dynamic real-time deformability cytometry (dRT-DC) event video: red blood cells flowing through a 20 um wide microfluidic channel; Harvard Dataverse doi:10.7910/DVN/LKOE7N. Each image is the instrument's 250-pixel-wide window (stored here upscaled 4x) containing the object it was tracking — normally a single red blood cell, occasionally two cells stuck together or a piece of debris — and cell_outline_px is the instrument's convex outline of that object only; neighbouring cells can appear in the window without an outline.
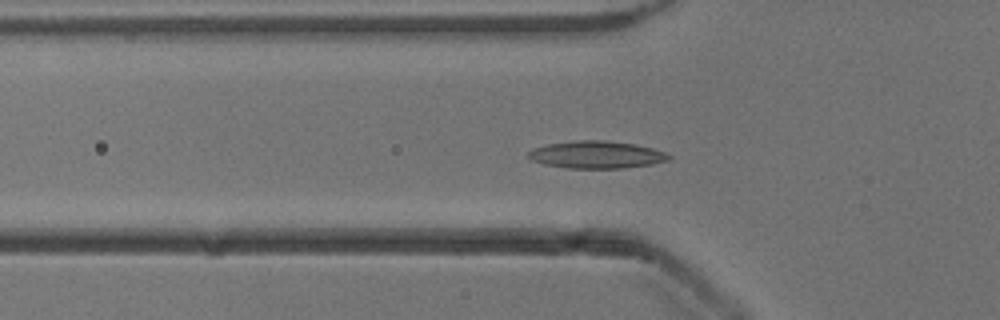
{"species": "common noctule bat (a hibernating species)", "species_latin": "Nyctalus noctula", "temperature_condition": "cold", "stored_images_in_passage": 41, "camera_frame_rate_fps": 3000, "um_per_image_px": 0.085, "animal": {"sex": "male", "body_mass_g": 13.3}, "frame": {"image": 1, "passage_image": 5, "time_ms": 1.333, "image_size_px": [1000, 320], "cell_outline_px": [[672, 156], [668, 160], [652, 164], [624, 168], [568, 168], [544, 164], [532, 160], [528, 156], [528, 152], [532, 148], [548, 144], [576, 140], [604, 140], [636, 144], [652, 148], [664, 152]], "centroid_in_image_um": [50.7, 13.14], "position_along_channel_um": 75.1, "area_um2": 22.37}}
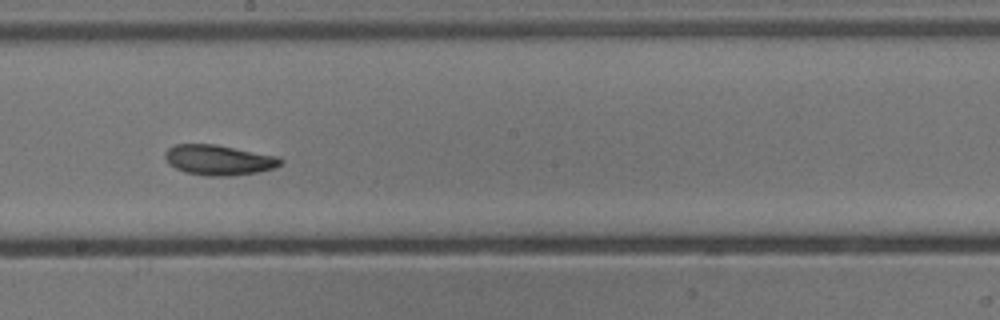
{"frame": {"image": 2, "passage_image": 17, "time_ms": 5.333, "image_size_px": [1000, 320], "cell_outline_px": [[284, 160], [280, 164], [272, 168], [256, 172], [232, 176], [204, 176], [184, 172], [168, 164], [164, 156], [164, 152], [168, 148], [176, 144], [216, 144], [276, 156]], "centroid_in_image_um": [18.54, 13.6], "position_along_channel_um": 229.7, "area_um2": 20.35}}
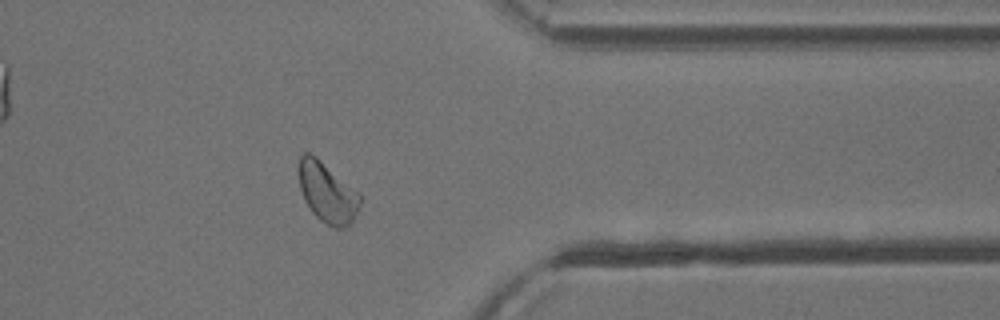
{"frame": {"image": 3, "passage_image": 30, "time_ms": 9.667, "image_size_px": [1000, 320], "cell_outline_px": [[360, 208], [352, 220], [344, 228], [336, 228], [324, 224], [312, 212], [304, 200], [300, 188], [300, 156], [304, 152], [308, 152], [316, 156], [356, 192], [360, 196]], "centroid_in_image_um": [27.8, 16.4], "position_along_channel_um": 383.6, "area_um2": 20.87}, "authors_computed_cell_mechanics": {"area_um2": 20.6924, "velocity_mm_per_s": 3.8412, "shape_relaxation_time_tau1_ms": 4.6871, "shape_relaxation_time_tau2_ms": 3.9643, "deformation_change_tau1": 0.1052, "deformation_change_tau2": 0.108}}